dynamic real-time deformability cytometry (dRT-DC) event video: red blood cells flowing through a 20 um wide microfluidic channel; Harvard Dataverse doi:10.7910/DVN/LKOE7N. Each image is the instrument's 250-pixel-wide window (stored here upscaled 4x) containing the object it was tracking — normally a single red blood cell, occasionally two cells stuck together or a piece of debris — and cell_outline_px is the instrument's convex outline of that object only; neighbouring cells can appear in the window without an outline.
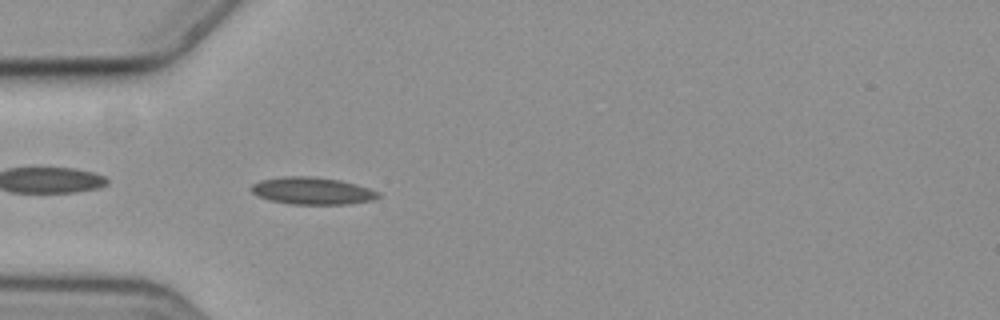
{"species": "common noctule bat (a hibernating species)", "species_latin": "Nyctalus noctula", "temperature_condition": "cold", "stored_images_in_passage": 42, "camera_frame_rate_fps": 3000, "um_per_image_px": 0.085, "animal": {"sex": "female", "body_mass_g": 19.3, "forearm_length_mm": 54.1}, "frame": {"image": 1, "passage_image": 2, "time_ms": 0.333, "image_size_px": [1000, 320], "cell_outline_px": [[380, 196], [376, 200], [352, 204], [292, 204], [268, 200], [256, 196], [252, 192], [252, 184], [260, 180], [284, 176], [312, 176], [340, 180], [356, 184], [380, 192]], "centroid_in_image_um": [26.56, 16.23], "position_along_channel_um": 58.4, "area_um2": 20.35}}
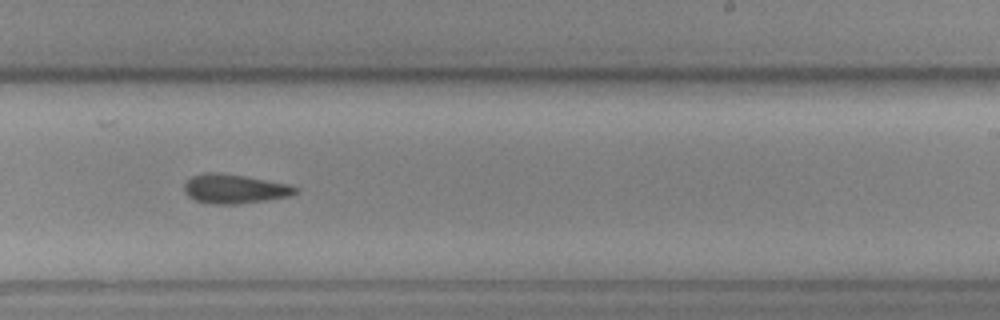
{"frame": {"image": 2, "passage_image": 20, "time_ms": 6.333, "image_size_px": [1000, 320], "cell_outline_px": [[296, 192], [288, 196], [264, 200], [236, 204], [212, 204], [196, 200], [188, 196], [184, 192], [184, 184], [192, 176], [204, 172], [220, 172], [244, 176], [288, 184], [296, 188]], "centroid_in_image_um": [19.86, 16.04], "position_along_channel_um": 269.1, "area_um2": 18.67}}
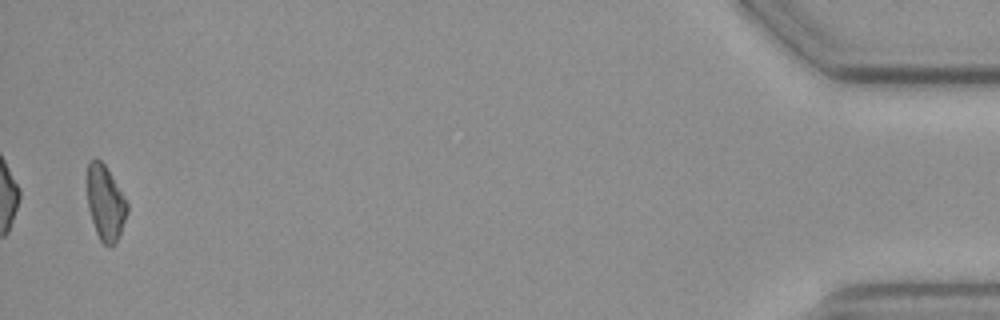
{"frame": {"image": 3, "passage_image": 41, "time_ms": 13.333, "image_size_px": [1000, 320], "cell_outline_px": [[128, 212], [116, 244], [112, 248], [108, 248], [100, 240], [96, 232], [88, 208], [88, 160], [96, 156], [104, 164], [128, 204]], "centroid_in_image_um": [8.96, 17.28], "position_along_channel_um": 426.2, "area_um2": 17.4}, "authors_computed_cell_mechanics": {"area_um2": 18.6694, "velocity_mm_per_s": 3.5841, "shape_relaxation_time_tau1_ms": 8.0936, "shape_relaxation_time_tau2_ms": 11.0358, "deformation_change_tau1": 0.1573, "deformation_change_tau2": 0.1875}}